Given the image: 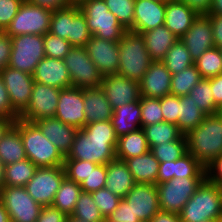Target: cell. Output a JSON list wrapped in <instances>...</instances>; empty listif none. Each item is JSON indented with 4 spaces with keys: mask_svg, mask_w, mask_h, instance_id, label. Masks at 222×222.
Instances as JSON below:
<instances>
[{
    "mask_svg": "<svg viewBox=\"0 0 222 222\" xmlns=\"http://www.w3.org/2000/svg\"><path fill=\"white\" fill-rule=\"evenodd\" d=\"M71 216L86 222H105V218L96 206L91 193L84 191L81 192Z\"/></svg>",
    "mask_w": 222,
    "mask_h": 222,
    "instance_id": "cell-43",
    "label": "cell"
},
{
    "mask_svg": "<svg viewBox=\"0 0 222 222\" xmlns=\"http://www.w3.org/2000/svg\"><path fill=\"white\" fill-rule=\"evenodd\" d=\"M138 220L123 198L120 200L118 207L105 218V222H137Z\"/></svg>",
    "mask_w": 222,
    "mask_h": 222,
    "instance_id": "cell-53",
    "label": "cell"
},
{
    "mask_svg": "<svg viewBox=\"0 0 222 222\" xmlns=\"http://www.w3.org/2000/svg\"><path fill=\"white\" fill-rule=\"evenodd\" d=\"M11 40L8 66L32 75L37 64L45 57L43 35L24 34L11 37Z\"/></svg>",
    "mask_w": 222,
    "mask_h": 222,
    "instance_id": "cell-8",
    "label": "cell"
},
{
    "mask_svg": "<svg viewBox=\"0 0 222 222\" xmlns=\"http://www.w3.org/2000/svg\"><path fill=\"white\" fill-rule=\"evenodd\" d=\"M43 42L45 56L50 58L64 59L73 47L66 39L49 32L43 35Z\"/></svg>",
    "mask_w": 222,
    "mask_h": 222,
    "instance_id": "cell-47",
    "label": "cell"
},
{
    "mask_svg": "<svg viewBox=\"0 0 222 222\" xmlns=\"http://www.w3.org/2000/svg\"><path fill=\"white\" fill-rule=\"evenodd\" d=\"M86 124L111 120L113 109L101 86L83 89Z\"/></svg>",
    "mask_w": 222,
    "mask_h": 222,
    "instance_id": "cell-25",
    "label": "cell"
},
{
    "mask_svg": "<svg viewBox=\"0 0 222 222\" xmlns=\"http://www.w3.org/2000/svg\"><path fill=\"white\" fill-rule=\"evenodd\" d=\"M24 0H0V31H5Z\"/></svg>",
    "mask_w": 222,
    "mask_h": 222,
    "instance_id": "cell-52",
    "label": "cell"
},
{
    "mask_svg": "<svg viewBox=\"0 0 222 222\" xmlns=\"http://www.w3.org/2000/svg\"><path fill=\"white\" fill-rule=\"evenodd\" d=\"M14 120L7 117H0V140L6 132L14 125Z\"/></svg>",
    "mask_w": 222,
    "mask_h": 222,
    "instance_id": "cell-63",
    "label": "cell"
},
{
    "mask_svg": "<svg viewBox=\"0 0 222 222\" xmlns=\"http://www.w3.org/2000/svg\"><path fill=\"white\" fill-rule=\"evenodd\" d=\"M0 75L8 91L12 108L20 114L30 101L34 86L32 75L10 66L0 71Z\"/></svg>",
    "mask_w": 222,
    "mask_h": 222,
    "instance_id": "cell-14",
    "label": "cell"
},
{
    "mask_svg": "<svg viewBox=\"0 0 222 222\" xmlns=\"http://www.w3.org/2000/svg\"><path fill=\"white\" fill-rule=\"evenodd\" d=\"M0 117L11 118L14 121L19 119V114L11 106L9 94L3 83L1 75H0Z\"/></svg>",
    "mask_w": 222,
    "mask_h": 222,
    "instance_id": "cell-54",
    "label": "cell"
},
{
    "mask_svg": "<svg viewBox=\"0 0 222 222\" xmlns=\"http://www.w3.org/2000/svg\"><path fill=\"white\" fill-rule=\"evenodd\" d=\"M150 151L145 132L142 128L118 138L116 159L125 161Z\"/></svg>",
    "mask_w": 222,
    "mask_h": 222,
    "instance_id": "cell-31",
    "label": "cell"
},
{
    "mask_svg": "<svg viewBox=\"0 0 222 222\" xmlns=\"http://www.w3.org/2000/svg\"><path fill=\"white\" fill-rule=\"evenodd\" d=\"M150 149L153 146L169 143L179 139L183 134L176 124L159 122L142 128Z\"/></svg>",
    "mask_w": 222,
    "mask_h": 222,
    "instance_id": "cell-35",
    "label": "cell"
},
{
    "mask_svg": "<svg viewBox=\"0 0 222 222\" xmlns=\"http://www.w3.org/2000/svg\"><path fill=\"white\" fill-rule=\"evenodd\" d=\"M72 86L91 88L101 85L102 75L89 57L85 47L73 46L64 58Z\"/></svg>",
    "mask_w": 222,
    "mask_h": 222,
    "instance_id": "cell-12",
    "label": "cell"
},
{
    "mask_svg": "<svg viewBox=\"0 0 222 222\" xmlns=\"http://www.w3.org/2000/svg\"><path fill=\"white\" fill-rule=\"evenodd\" d=\"M184 3L190 9L194 10L198 15H208L213 0H178Z\"/></svg>",
    "mask_w": 222,
    "mask_h": 222,
    "instance_id": "cell-58",
    "label": "cell"
},
{
    "mask_svg": "<svg viewBox=\"0 0 222 222\" xmlns=\"http://www.w3.org/2000/svg\"><path fill=\"white\" fill-rule=\"evenodd\" d=\"M135 184L133 175L124 161L115 159L107 164L104 188L118 197L124 198Z\"/></svg>",
    "mask_w": 222,
    "mask_h": 222,
    "instance_id": "cell-27",
    "label": "cell"
},
{
    "mask_svg": "<svg viewBox=\"0 0 222 222\" xmlns=\"http://www.w3.org/2000/svg\"><path fill=\"white\" fill-rule=\"evenodd\" d=\"M27 159L20 131L13 125L0 140V160L11 164Z\"/></svg>",
    "mask_w": 222,
    "mask_h": 222,
    "instance_id": "cell-32",
    "label": "cell"
},
{
    "mask_svg": "<svg viewBox=\"0 0 222 222\" xmlns=\"http://www.w3.org/2000/svg\"><path fill=\"white\" fill-rule=\"evenodd\" d=\"M198 14L178 0L166 1L164 25L180 39L191 27Z\"/></svg>",
    "mask_w": 222,
    "mask_h": 222,
    "instance_id": "cell-26",
    "label": "cell"
},
{
    "mask_svg": "<svg viewBox=\"0 0 222 222\" xmlns=\"http://www.w3.org/2000/svg\"><path fill=\"white\" fill-rule=\"evenodd\" d=\"M139 102L141 108V128L164 121L160 99L141 96Z\"/></svg>",
    "mask_w": 222,
    "mask_h": 222,
    "instance_id": "cell-45",
    "label": "cell"
},
{
    "mask_svg": "<svg viewBox=\"0 0 222 222\" xmlns=\"http://www.w3.org/2000/svg\"><path fill=\"white\" fill-rule=\"evenodd\" d=\"M205 178L207 181L215 183L222 188V154L215 157L205 167Z\"/></svg>",
    "mask_w": 222,
    "mask_h": 222,
    "instance_id": "cell-55",
    "label": "cell"
},
{
    "mask_svg": "<svg viewBox=\"0 0 222 222\" xmlns=\"http://www.w3.org/2000/svg\"><path fill=\"white\" fill-rule=\"evenodd\" d=\"M66 222H86V221L79 220V219H77V218L69 215V216L67 217Z\"/></svg>",
    "mask_w": 222,
    "mask_h": 222,
    "instance_id": "cell-68",
    "label": "cell"
},
{
    "mask_svg": "<svg viewBox=\"0 0 222 222\" xmlns=\"http://www.w3.org/2000/svg\"><path fill=\"white\" fill-rule=\"evenodd\" d=\"M112 109L139 101V82L118 73L102 77L101 85Z\"/></svg>",
    "mask_w": 222,
    "mask_h": 222,
    "instance_id": "cell-16",
    "label": "cell"
},
{
    "mask_svg": "<svg viewBox=\"0 0 222 222\" xmlns=\"http://www.w3.org/2000/svg\"><path fill=\"white\" fill-rule=\"evenodd\" d=\"M85 48L102 76L118 73L119 42L101 39L92 35Z\"/></svg>",
    "mask_w": 222,
    "mask_h": 222,
    "instance_id": "cell-18",
    "label": "cell"
},
{
    "mask_svg": "<svg viewBox=\"0 0 222 222\" xmlns=\"http://www.w3.org/2000/svg\"><path fill=\"white\" fill-rule=\"evenodd\" d=\"M164 121L176 124L179 119V96L168 94L160 98Z\"/></svg>",
    "mask_w": 222,
    "mask_h": 222,
    "instance_id": "cell-51",
    "label": "cell"
},
{
    "mask_svg": "<svg viewBox=\"0 0 222 222\" xmlns=\"http://www.w3.org/2000/svg\"><path fill=\"white\" fill-rule=\"evenodd\" d=\"M0 201L8 212L10 222H36L42 209L25 187L4 186L0 190Z\"/></svg>",
    "mask_w": 222,
    "mask_h": 222,
    "instance_id": "cell-10",
    "label": "cell"
},
{
    "mask_svg": "<svg viewBox=\"0 0 222 222\" xmlns=\"http://www.w3.org/2000/svg\"><path fill=\"white\" fill-rule=\"evenodd\" d=\"M202 79L196 66L183 69L182 71L172 75L171 94L176 96L189 95L193 87Z\"/></svg>",
    "mask_w": 222,
    "mask_h": 222,
    "instance_id": "cell-39",
    "label": "cell"
},
{
    "mask_svg": "<svg viewBox=\"0 0 222 222\" xmlns=\"http://www.w3.org/2000/svg\"><path fill=\"white\" fill-rule=\"evenodd\" d=\"M219 222H222V215L220 216Z\"/></svg>",
    "mask_w": 222,
    "mask_h": 222,
    "instance_id": "cell-72",
    "label": "cell"
},
{
    "mask_svg": "<svg viewBox=\"0 0 222 222\" xmlns=\"http://www.w3.org/2000/svg\"><path fill=\"white\" fill-rule=\"evenodd\" d=\"M137 222H151V220H138Z\"/></svg>",
    "mask_w": 222,
    "mask_h": 222,
    "instance_id": "cell-71",
    "label": "cell"
},
{
    "mask_svg": "<svg viewBox=\"0 0 222 222\" xmlns=\"http://www.w3.org/2000/svg\"><path fill=\"white\" fill-rule=\"evenodd\" d=\"M83 88L67 87L60 90L55 116L63 123L82 129L86 125Z\"/></svg>",
    "mask_w": 222,
    "mask_h": 222,
    "instance_id": "cell-15",
    "label": "cell"
},
{
    "mask_svg": "<svg viewBox=\"0 0 222 222\" xmlns=\"http://www.w3.org/2000/svg\"><path fill=\"white\" fill-rule=\"evenodd\" d=\"M91 195L104 218L109 216L118 207L122 199L106 188L98 189L92 192Z\"/></svg>",
    "mask_w": 222,
    "mask_h": 222,
    "instance_id": "cell-48",
    "label": "cell"
},
{
    "mask_svg": "<svg viewBox=\"0 0 222 222\" xmlns=\"http://www.w3.org/2000/svg\"><path fill=\"white\" fill-rule=\"evenodd\" d=\"M150 151L159 163L175 161L187 153L186 137L182 135L177 140L153 146Z\"/></svg>",
    "mask_w": 222,
    "mask_h": 222,
    "instance_id": "cell-42",
    "label": "cell"
},
{
    "mask_svg": "<svg viewBox=\"0 0 222 222\" xmlns=\"http://www.w3.org/2000/svg\"><path fill=\"white\" fill-rule=\"evenodd\" d=\"M32 77L34 81L54 87L67 88L72 86V81L65 66L64 59L45 56L36 66Z\"/></svg>",
    "mask_w": 222,
    "mask_h": 222,
    "instance_id": "cell-23",
    "label": "cell"
},
{
    "mask_svg": "<svg viewBox=\"0 0 222 222\" xmlns=\"http://www.w3.org/2000/svg\"><path fill=\"white\" fill-rule=\"evenodd\" d=\"M107 165L90 162V172L80 183L82 191L92 193L105 187Z\"/></svg>",
    "mask_w": 222,
    "mask_h": 222,
    "instance_id": "cell-46",
    "label": "cell"
},
{
    "mask_svg": "<svg viewBox=\"0 0 222 222\" xmlns=\"http://www.w3.org/2000/svg\"><path fill=\"white\" fill-rule=\"evenodd\" d=\"M65 177L64 166L38 167L24 187L42 207L51 206Z\"/></svg>",
    "mask_w": 222,
    "mask_h": 222,
    "instance_id": "cell-11",
    "label": "cell"
},
{
    "mask_svg": "<svg viewBox=\"0 0 222 222\" xmlns=\"http://www.w3.org/2000/svg\"><path fill=\"white\" fill-rule=\"evenodd\" d=\"M14 126L20 131L23 146L29 159L37 167L63 166L65 157L43 135L34 122L17 119Z\"/></svg>",
    "mask_w": 222,
    "mask_h": 222,
    "instance_id": "cell-3",
    "label": "cell"
},
{
    "mask_svg": "<svg viewBox=\"0 0 222 222\" xmlns=\"http://www.w3.org/2000/svg\"><path fill=\"white\" fill-rule=\"evenodd\" d=\"M92 37V33L86 23L85 15L79 6H70V28L68 41L72 46L85 47Z\"/></svg>",
    "mask_w": 222,
    "mask_h": 222,
    "instance_id": "cell-36",
    "label": "cell"
},
{
    "mask_svg": "<svg viewBox=\"0 0 222 222\" xmlns=\"http://www.w3.org/2000/svg\"><path fill=\"white\" fill-rule=\"evenodd\" d=\"M123 199L139 220H151L160 211L156 184L136 183Z\"/></svg>",
    "mask_w": 222,
    "mask_h": 222,
    "instance_id": "cell-17",
    "label": "cell"
},
{
    "mask_svg": "<svg viewBox=\"0 0 222 222\" xmlns=\"http://www.w3.org/2000/svg\"><path fill=\"white\" fill-rule=\"evenodd\" d=\"M187 152L204 167L222 154V115L209 114L187 135Z\"/></svg>",
    "mask_w": 222,
    "mask_h": 222,
    "instance_id": "cell-2",
    "label": "cell"
},
{
    "mask_svg": "<svg viewBox=\"0 0 222 222\" xmlns=\"http://www.w3.org/2000/svg\"><path fill=\"white\" fill-rule=\"evenodd\" d=\"M60 90L34 81L30 101L27 107L19 114V119L35 122L40 119L54 117Z\"/></svg>",
    "mask_w": 222,
    "mask_h": 222,
    "instance_id": "cell-13",
    "label": "cell"
},
{
    "mask_svg": "<svg viewBox=\"0 0 222 222\" xmlns=\"http://www.w3.org/2000/svg\"><path fill=\"white\" fill-rule=\"evenodd\" d=\"M152 62L144 37L139 33L126 31L119 40L118 74L139 82Z\"/></svg>",
    "mask_w": 222,
    "mask_h": 222,
    "instance_id": "cell-5",
    "label": "cell"
},
{
    "mask_svg": "<svg viewBox=\"0 0 222 222\" xmlns=\"http://www.w3.org/2000/svg\"><path fill=\"white\" fill-rule=\"evenodd\" d=\"M32 5L42 7L52 12L71 6L68 0H27Z\"/></svg>",
    "mask_w": 222,
    "mask_h": 222,
    "instance_id": "cell-59",
    "label": "cell"
},
{
    "mask_svg": "<svg viewBox=\"0 0 222 222\" xmlns=\"http://www.w3.org/2000/svg\"><path fill=\"white\" fill-rule=\"evenodd\" d=\"M162 62L172 75L186 69L194 64V61L190 57V53L187 50L185 44L178 39L173 46L169 49Z\"/></svg>",
    "mask_w": 222,
    "mask_h": 222,
    "instance_id": "cell-38",
    "label": "cell"
},
{
    "mask_svg": "<svg viewBox=\"0 0 222 222\" xmlns=\"http://www.w3.org/2000/svg\"><path fill=\"white\" fill-rule=\"evenodd\" d=\"M118 137L111 120L86 124L76 133L65 160H82L107 165L116 159Z\"/></svg>",
    "mask_w": 222,
    "mask_h": 222,
    "instance_id": "cell-1",
    "label": "cell"
},
{
    "mask_svg": "<svg viewBox=\"0 0 222 222\" xmlns=\"http://www.w3.org/2000/svg\"><path fill=\"white\" fill-rule=\"evenodd\" d=\"M172 74L162 61H153L139 81L140 95L149 98H162L171 94Z\"/></svg>",
    "mask_w": 222,
    "mask_h": 222,
    "instance_id": "cell-21",
    "label": "cell"
},
{
    "mask_svg": "<svg viewBox=\"0 0 222 222\" xmlns=\"http://www.w3.org/2000/svg\"><path fill=\"white\" fill-rule=\"evenodd\" d=\"M92 35L114 42H119L127 31L109 11L104 0H87L80 6Z\"/></svg>",
    "mask_w": 222,
    "mask_h": 222,
    "instance_id": "cell-6",
    "label": "cell"
},
{
    "mask_svg": "<svg viewBox=\"0 0 222 222\" xmlns=\"http://www.w3.org/2000/svg\"><path fill=\"white\" fill-rule=\"evenodd\" d=\"M179 215L182 222L219 220L222 215V188L205 179Z\"/></svg>",
    "mask_w": 222,
    "mask_h": 222,
    "instance_id": "cell-4",
    "label": "cell"
},
{
    "mask_svg": "<svg viewBox=\"0 0 222 222\" xmlns=\"http://www.w3.org/2000/svg\"><path fill=\"white\" fill-rule=\"evenodd\" d=\"M111 123L117 137L141 128L140 102L134 101L113 109Z\"/></svg>",
    "mask_w": 222,
    "mask_h": 222,
    "instance_id": "cell-28",
    "label": "cell"
},
{
    "mask_svg": "<svg viewBox=\"0 0 222 222\" xmlns=\"http://www.w3.org/2000/svg\"><path fill=\"white\" fill-rule=\"evenodd\" d=\"M166 0H135L133 32L142 34L164 25Z\"/></svg>",
    "mask_w": 222,
    "mask_h": 222,
    "instance_id": "cell-20",
    "label": "cell"
},
{
    "mask_svg": "<svg viewBox=\"0 0 222 222\" xmlns=\"http://www.w3.org/2000/svg\"><path fill=\"white\" fill-rule=\"evenodd\" d=\"M151 222H182L178 213L167 212L160 210L156 213Z\"/></svg>",
    "mask_w": 222,
    "mask_h": 222,
    "instance_id": "cell-62",
    "label": "cell"
},
{
    "mask_svg": "<svg viewBox=\"0 0 222 222\" xmlns=\"http://www.w3.org/2000/svg\"><path fill=\"white\" fill-rule=\"evenodd\" d=\"M11 50V37L4 31H0V71L8 66Z\"/></svg>",
    "mask_w": 222,
    "mask_h": 222,
    "instance_id": "cell-57",
    "label": "cell"
},
{
    "mask_svg": "<svg viewBox=\"0 0 222 222\" xmlns=\"http://www.w3.org/2000/svg\"><path fill=\"white\" fill-rule=\"evenodd\" d=\"M183 177H205V167L190 153L172 162L159 164L157 184Z\"/></svg>",
    "mask_w": 222,
    "mask_h": 222,
    "instance_id": "cell-24",
    "label": "cell"
},
{
    "mask_svg": "<svg viewBox=\"0 0 222 222\" xmlns=\"http://www.w3.org/2000/svg\"><path fill=\"white\" fill-rule=\"evenodd\" d=\"M205 177H183L156 184L162 211L180 213Z\"/></svg>",
    "mask_w": 222,
    "mask_h": 222,
    "instance_id": "cell-7",
    "label": "cell"
},
{
    "mask_svg": "<svg viewBox=\"0 0 222 222\" xmlns=\"http://www.w3.org/2000/svg\"><path fill=\"white\" fill-rule=\"evenodd\" d=\"M202 222H219V220H205V221H202Z\"/></svg>",
    "mask_w": 222,
    "mask_h": 222,
    "instance_id": "cell-70",
    "label": "cell"
},
{
    "mask_svg": "<svg viewBox=\"0 0 222 222\" xmlns=\"http://www.w3.org/2000/svg\"><path fill=\"white\" fill-rule=\"evenodd\" d=\"M211 89V78H202L190 91L189 95L197 106L206 114H216L218 106L215 104Z\"/></svg>",
    "mask_w": 222,
    "mask_h": 222,
    "instance_id": "cell-41",
    "label": "cell"
},
{
    "mask_svg": "<svg viewBox=\"0 0 222 222\" xmlns=\"http://www.w3.org/2000/svg\"><path fill=\"white\" fill-rule=\"evenodd\" d=\"M81 192L80 184L65 177L56 192L52 206L67 216L72 215Z\"/></svg>",
    "mask_w": 222,
    "mask_h": 222,
    "instance_id": "cell-34",
    "label": "cell"
},
{
    "mask_svg": "<svg viewBox=\"0 0 222 222\" xmlns=\"http://www.w3.org/2000/svg\"><path fill=\"white\" fill-rule=\"evenodd\" d=\"M211 89L215 104L220 107L222 104V73L211 78Z\"/></svg>",
    "mask_w": 222,
    "mask_h": 222,
    "instance_id": "cell-61",
    "label": "cell"
},
{
    "mask_svg": "<svg viewBox=\"0 0 222 222\" xmlns=\"http://www.w3.org/2000/svg\"><path fill=\"white\" fill-rule=\"evenodd\" d=\"M194 65L202 78L216 77L222 73V55L220 48L213 47L206 50L196 61Z\"/></svg>",
    "mask_w": 222,
    "mask_h": 222,
    "instance_id": "cell-40",
    "label": "cell"
},
{
    "mask_svg": "<svg viewBox=\"0 0 222 222\" xmlns=\"http://www.w3.org/2000/svg\"><path fill=\"white\" fill-rule=\"evenodd\" d=\"M70 28V6L54 11L51 15L49 33L66 39Z\"/></svg>",
    "mask_w": 222,
    "mask_h": 222,
    "instance_id": "cell-49",
    "label": "cell"
},
{
    "mask_svg": "<svg viewBox=\"0 0 222 222\" xmlns=\"http://www.w3.org/2000/svg\"><path fill=\"white\" fill-rule=\"evenodd\" d=\"M152 61H162L178 38L165 26L161 25L141 34Z\"/></svg>",
    "mask_w": 222,
    "mask_h": 222,
    "instance_id": "cell-29",
    "label": "cell"
},
{
    "mask_svg": "<svg viewBox=\"0 0 222 222\" xmlns=\"http://www.w3.org/2000/svg\"><path fill=\"white\" fill-rule=\"evenodd\" d=\"M136 183L157 184L159 161L151 151L124 161Z\"/></svg>",
    "mask_w": 222,
    "mask_h": 222,
    "instance_id": "cell-30",
    "label": "cell"
},
{
    "mask_svg": "<svg viewBox=\"0 0 222 222\" xmlns=\"http://www.w3.org/2000/svg\"><path fill=\"white\" fill-rule=\"evenodd\" d=\"M37 168L29 159L5 165L4 186L24 187Z\"/></svg>",
    "mask_w": 222,
    "mask_h": 222,
    "instance_id": "cell-37",
    "label": "cell"
},
{
    "mask_svg": "<svg viewBox=\"0 0 222 222\" xmlns=\"http://www.w3.org/2000/svg\"><path fill=\"white\" fill-rule=\"evenodd\" d=\"M218 114H220V115H222V104H221V106L218 108V112H217Z\"/></svg>",
    "mask_w": 222,
    "mask_h": 222,
    "instance_id": "cell-69",
    "label": "cell"
},
{
    "mask_svg": "<svg viewBox=\"0 0 222 222\" xmlns=\"http://www.w3.org/2000/svg\"><path fill=\"white\" fill-rule=\"evenodd\" d=\"M5 164L0 160V190L4 187Z\"/></svg>",
    "mask_w": 222,
    "mask_h": 222,
    "instance_id": "cell-66",
    "label": "cell"
},
{
    "mask_svg": "<svg viewBox=\"0 0 222 222\" xmlns=\"http://www.w3.org/2000/svg\"><path fill=\"white\" fill-rule=\"evenodd\" d=\"M0 222H10L8 212L0 201Z\"/></svg>",
    "mask_w": 222,
    "mask_h": 222,
    "instance_id": "cell-65",
    "label": "cell"
},
{
    "mask_svg": "<svg viewBox=\"0 0 222 222\" xmlns=\"http://www.w3.org/2000/svg\"><path fill=\"white\" fill-rule=\"evenodd\" d=\"M190 57L196 61L206 50L215 46L212 23L207 15H198L189 30L180 38Z\"/></svg>",
    "mask_w": 222,
    "mask_h": 222,
    "instance_id": "cell-19",
    "label": "cell"
},
{
    "mask_svg": "<svg viewBox=\"0 0 222 222\" xmlns=\"http://www.w3.org/2000/svg\"><path fill=\"white\" fill-rule=\"evenodd\" d=\"M109 11L127 31L133 32L135 0H104Z\"/></svg>",
    "mask_w": 222,
    "mask_h": 222,
    "instance_id": "cell-44",
    "label": "cell"
},
{
    "mask_svg": "<svg viewBox=\"0 0 222 222\" xmlns=\"http://www.w3.org/2000/svg\"><path fill=\"white\" fill-rule=\"evenodd\" d=\"M214 15H222V0H213L210 13Z\"/></svg>",
    "mask_w": 222,
    "mask_h": 222,
    "instance_id": "cell-64",
    "label": "cell"
},
{
    "mask_svg": "<svg viewBox=\"0 0 222 222\" xmlns=\"http://www.w3.org/2000/svg\"><path fill=\"white\" fill-rule=\"evenodd\" d=\"M64 170L66 177L80 184L90 172V162L82 160H65Z\"/></svg>",
    "mask_w": 222,
    "mask_h": 222,
    "instance_id": "cell-50",
    "label": "cell"
},
{
    "mask_svg": "<svg viewBox=\"0 0 222 222\" xmlns=\"http://www.w3.org/2000/svg\"><path fill=\"white\" fill-rule=\"evenodd\" d=\"M87 0H68V3L71 6H80L82 3H84Z\"/></svg>",
    "mask_w": 222,
    "mask_h": 222,
    "instance_id": "cell-67",
    "label": "cell"
},
{
    "mask_svg": "<svg viewBox=\"0 0 222 222\" xmlns=\"http://www.w3.org/2000/svg\"><path fill=\"white\" fill-rule=\"evenodd\" d=\"M52 11L24 0L16 16L4 31L10 37L24 34L44 35L49 32Z\"/></svg>",
    "mask_w": 222,
    "mask_h": 222,
    "instance_id": "cell-9",
    "label": "cell"
},
{
    "mask_svg": "<svg viewBox=\"0 0 222 222\" xmlns=\"http://www.w3.org/2000/svg\"><path fill=\"white\" fill-rule=\"evenodd\" d=\"M67 215L51 206L42 207L36 222H66Z\"/></svg>",
    "mask_w": 222,
    "mask_h": 222,
    "instance_id": "cell-56",
    "label": "cell"
},
{
    "mask_svg": "<svg viewBox=\"0 0 222 222\" xmlns=\"http://www.w3.org/2000/svg\"><path fill=\"white\" fill-rule=\"evenodd\" d=\"M178 115L177 126L183 135H187L190 131L194 130L206 116L190 95L179 97Z\"/></svg>",
    "mask_w": 222,
    "mask_h": 222,
    "instance_id": "cell-33",
    "label": "cell"
},
{
    "mask_svg": "<svg viewBox=\"0 0 222 222\" xmlns=\"http://www.w3.org/2000/svg\"><path fill=\"white\" fill-rule=\"evenodd\" d=\"M43 135L66 157L70 152L79 129L63 123L56 117L44 118L34 122Z\"/></svg>",
    "mask_w": 222,
    "mask_h": 222,
    "instance_id": "cell-22",
    "label": "cell"
},
{
    "mask_svg": "<svg viewBox=\"0 0 222 222\" xmlns=\"http://www.w3.org/2000/svg\"><path fill=\"white\" fill-rule=\"evenodd\" d=\"M212 23L213 28V41L215 47H222V15H207Z\"/></svg>",
    "mask_w": 222,
    "mask_h": 222,
    "instance_id": "cell-60",
    "label": "cell"
}]
</instances>
